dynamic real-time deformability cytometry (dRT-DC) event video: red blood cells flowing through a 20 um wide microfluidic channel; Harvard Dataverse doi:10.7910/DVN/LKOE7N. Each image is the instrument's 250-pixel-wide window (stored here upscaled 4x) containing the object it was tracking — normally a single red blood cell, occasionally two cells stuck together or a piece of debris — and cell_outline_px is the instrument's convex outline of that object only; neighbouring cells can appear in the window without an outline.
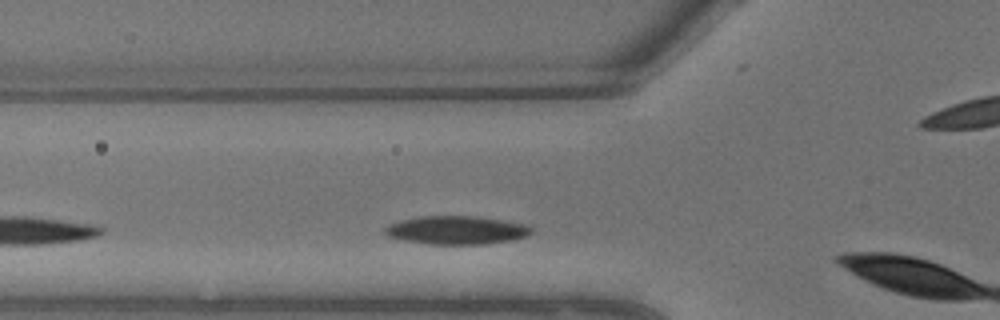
{"species": "common noctule bat (a hibernating species)", "species_latin": "Nyctalus noctula", "temperature_condition": "warm", "stored_images_in_passage": 4, "camera_frame_rate_fps": 3000, "um_per_image_px": 0.085, "animal": {"sex": "male", "body_mass_g": 13.3}, "frame": {"image": 1, "passage_image": 3, "time_ms": 0.667, "image_size_px": [1000, 320], "cell_outline_px": [[532, 232], [528, 236], [512, 240], [488, 244], [428, 244], [404, 240], [388, 236], [384, 232], [384, 228], [388, 224], [400, 220], [420, 216], [480, 216], [504, 220], [524, 224], [532, 228]], "centroid_in_image_um": [38.81, 19.56], "position_along_channel_um": 87.0, "area_um2": 24.39}}